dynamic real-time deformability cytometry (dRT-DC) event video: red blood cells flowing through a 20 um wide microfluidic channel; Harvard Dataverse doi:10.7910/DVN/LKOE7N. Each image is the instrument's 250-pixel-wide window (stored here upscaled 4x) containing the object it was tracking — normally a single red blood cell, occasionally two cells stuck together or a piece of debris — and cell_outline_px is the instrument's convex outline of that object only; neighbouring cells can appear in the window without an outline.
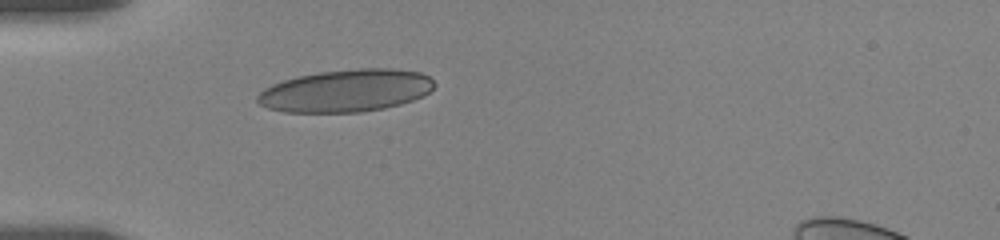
{"species": "human", "species_latin": "Homo sapiens", "temperature_condition": "room temperature", "stored_images_in_passage": 67, "camera_frame_rate_fps": 3000, "um_per_image_px": 0.085, "donor": {"sex": "female"}, "frame": {"image": 1, "passage_image": 1, "time_ms": 0.0, "image_size_px": [1000, 240], "cell_outline_px": [[436, 84], [428, 92], [412, 100], [400, 104], [384, 108], [360, 112], [284, 112], [268, 108], [260, 104], [256, 100], [256, 96], [264, 88], [272, 84], [284, 80], [300, 76], [320, 72], [360, 68], [392, 68], [420, 72], [428, 76]], "centroid_in_image_um": [29.39, 7.71], "position_along_channel_um": 55.6, "area_um2": 43.52}}
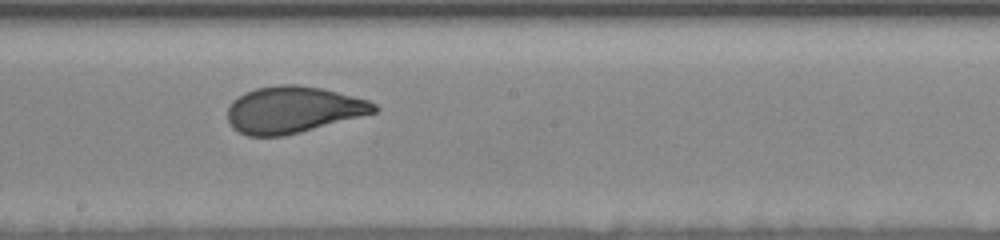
{"frame": {"image": 2, "passage_image": 32, "time_ms": 5.0, "image_size_px": [1000, 240], "cell_outline_px": [[380, 108], [376, 112], [300, 132], [284, 136], [248, 136], [232, 128], [228, 120], [228, 108], [232, 100], [244, 92], [256, 88], [280, 84], [296, 84], [324, 88], [368, 100], [376, 104]], "centroid_in_image_um": [24.9, 9.31], "position_along_channel_um": 223.3, "area_um2": 39.88}}
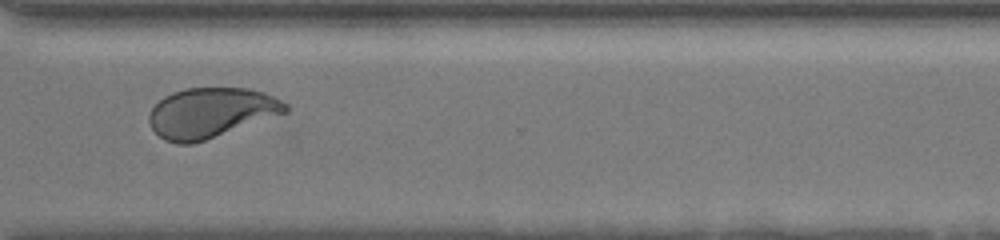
{"frame": {"image": 3, "passage_image": 47, "time_ms": 8.667, "image_size_px": [1000, 240], "cell_outline_px": [[288, 112], [192, 144], [176, 144], [164, 140], [152, 128], [148, 120], [148, 112], [164, 96], [172, 92], [184, 88], [248, 88], [264, 92], [288, 104]], "centroid_in_image_um": [17.9, 9.58], "position_along_channel_um": 352.7, "area_um2": 39.59}, "authors_computed_cell_mechanics": {"area_um2": 40.0554, "velocity_mm_per_s": 3.5431, "shape_relaxation_time_tau1_ms": 5.6522, "shape_relaxation_time_tau2_ms": null, "deformation_change_tau1": 0.1706, "deformation_change_tau2": null}}